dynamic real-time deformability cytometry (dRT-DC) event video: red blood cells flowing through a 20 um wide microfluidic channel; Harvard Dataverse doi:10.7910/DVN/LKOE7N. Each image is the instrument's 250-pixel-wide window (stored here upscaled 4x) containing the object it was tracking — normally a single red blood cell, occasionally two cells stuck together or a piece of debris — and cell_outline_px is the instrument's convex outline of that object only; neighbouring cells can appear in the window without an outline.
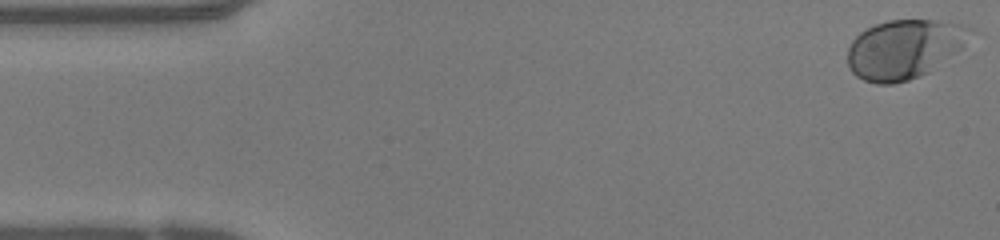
{"species": "human", "species_latin": "Homo sapiens", "temperature_condition": "warm", "stored_images_in_passage": 48, "camera_frame_rate_fps": 3000, "um_per_image_px": 0.085, "donor": {"sex": "female"}, "frame": {"image": 1, "passage_image": 1, "time_ms": 0.0, "image_size_px": [1000, 240], "cell_outline_px": [[972, 28], [964, 44], [956, 52], [928, 72], [908, 80], [892, 84], [876, 84], [864, 80], [856, 76], [852, 72], [848, 64], [848, 48], [852, 40], [860, 32], [876, 24], [888, 20], [936, 20], [964, 24]], "centroid_in_image_um": [76.82, 4.17], "position_along_channel_um": 8.2, "area_um2": 41.91}}
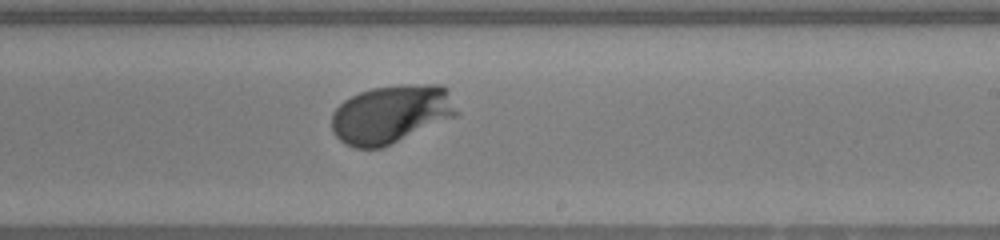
{"frame": {"image": 2, "passage_image": 28, "time_ms": 9.0, "image_size_px": [1000, 240], "cell_outline_px": [[460, 112], [456, 116], [380, 148], [352, 148], [344, 144], [332, 132], [332, 112], [344, 100], [360, 92], [372, 88], [400, 84], [440, 84], [448, 88]], "centroid_in_image_um": [33.26, 9.68], "position_along_channel_um": 255.7, "area_um2": 42.71}}
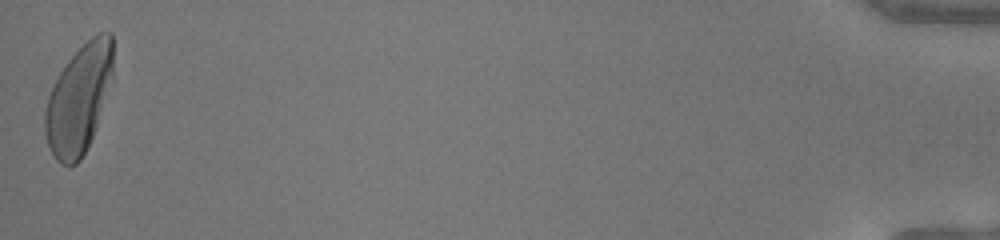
{"frame": {"image": 3, "passage_image": 48, "time_ms": 15.667, "image_size_px": [1000, 240], "cell_outline_px": [[112, 76], [92, 136], [80, 160], [76, 164], [68, 168], [60, 164], [56, 160], [48, 144], [44, 132], [44, 112], [48, 96], [60, 72], [68, 60], [96, 32], [112, 32]], "centroid_in_image_um": [6.67, 8.45], "position_along_channel_um": 428.5, "area_um2": 42.37}, "authors_computed_cell_mechanics": {"area_um2": 40.7201, "velocity_mm_per_s": 4.1624, "shape_relaxation_time_tau1_ms": 2.291, "shape_relaxation_time_tau2_ms": null, "deformation_change_tau1": 0.1393, "deformation_change_tau2": null}}